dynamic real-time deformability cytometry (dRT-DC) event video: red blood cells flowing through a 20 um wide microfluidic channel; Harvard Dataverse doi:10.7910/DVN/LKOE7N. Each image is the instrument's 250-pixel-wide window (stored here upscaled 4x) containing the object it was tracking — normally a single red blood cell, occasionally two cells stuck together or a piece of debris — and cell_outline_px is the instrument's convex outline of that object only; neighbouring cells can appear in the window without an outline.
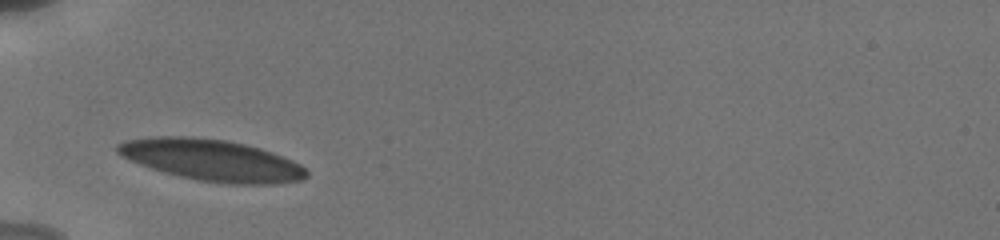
{"species": "human", "species_latin": "Homo sapiens", "temperature_condition": "cold", "stored_images_in_passage": 33, "camera_frame_rate_fps": 3000, "um_per_image_px": 0.085, "donor": {"sex": "male"}, "frame": {"image": 1, "passage_image": 1, "time_ms": 0.0, "image_size_px": [1000, 240], "cell_outline_px": [[308, 176], [300, 180], [272, 184], [232, 184], [196, 180], [164, 172], [140, 164], [120, 156], [116, 152], [116, 144], [124, 140], [156, 136], [192, 136], [228, 140], [260, 148], [272, 152], [292, 160], [308, 168]], "centroid_in_image_um": [17.99, 13.6], "position_along_channel_um": 67.0, "area_um2": 45.84}}
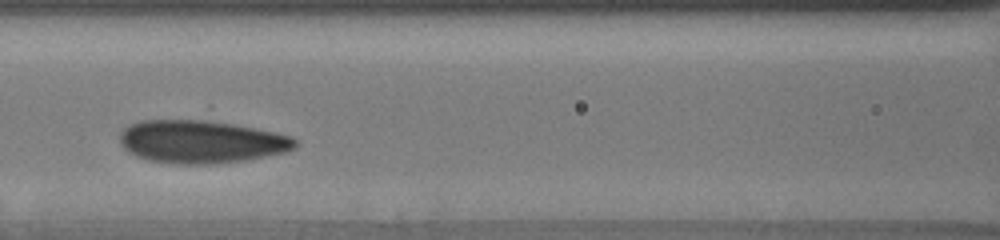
{"frame": {"image": 2, "passage_image": 12, "time_ms": 2.333, "image_size_px": [1000, 240], "cell_outline_px": [[296, 148], [288, 152], [244, 160], [212, 164], [172, 164], [148, 160], [136, 156], [128, 152], [120, 144], [120, 132], [128, 124], [140, 120], [200, 116], [276, 132], [292, 136], [296, 140]], "centroid_in_image_um": [17.08, 11.99], "position_along_channel_um": 149.5, "area_um2": 45.66}}
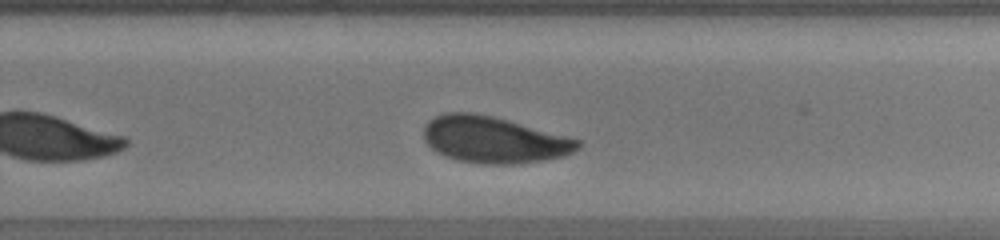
{"frame": {"image": 3, "passage_image": 25, "time_ms": 6.0, "image_size_px": [1000, 240], "cell_outline_px": [[580, 148], [564, 156], [544, 160], [512, 164], [480, 164], [456, 160], [436, 152], [424, 140], [424, 124], [428, 120], [444, 112], [472, 112], [492, 116], [508, 120], [568, 136], [580, 140]], "centroid_in_image_um": [41.95, 11.87], "position_along_channel_um": 287.8, "area_um2": 41.91}}